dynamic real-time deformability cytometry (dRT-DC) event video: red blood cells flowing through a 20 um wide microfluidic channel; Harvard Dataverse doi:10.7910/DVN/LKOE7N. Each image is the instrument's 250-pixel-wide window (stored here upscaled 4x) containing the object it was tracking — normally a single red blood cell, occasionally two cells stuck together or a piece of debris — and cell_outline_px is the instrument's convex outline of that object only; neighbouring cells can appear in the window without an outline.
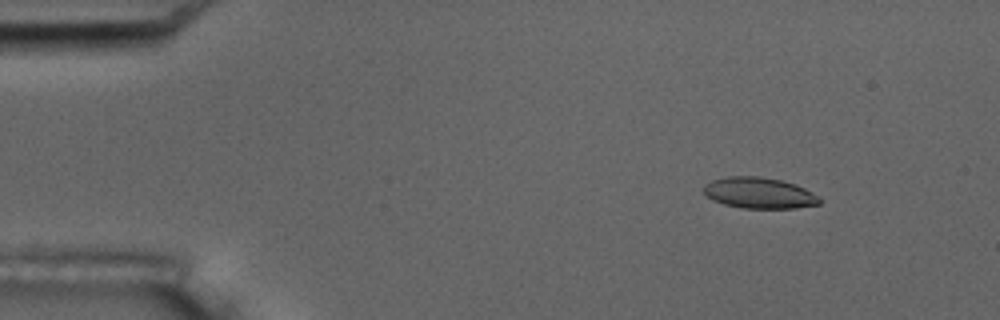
{"species": "common noctule bat (a hibernating species)", "species_latin": "Nyctalus noctula", "temperature_condition": "room temperature", "stored_images_in_passage": 6, "camera_frame_rate_fps": 3000, "um_per_image_px": 0.085, "animal": {"sex": "male", "body_mass_g": 17.5, "forearm_length_mm": 52.3}, "frame": {"image": 1, "passage_image": 2, "time_ms": 1.0, "image_size_px": [1000, 320], "cell_outline_px": [[820, 204], [796, 208], [740, 208], [724, 204], [712, 200], [704, 192], [704, 184], [712, 180], [728, 176], [760, 176], [780, 180], [804, 188], [820, 196]], "centroid_in_image_um": [64.52, 16.4], "position_along_channel_um": 20.5, "area_um2": 20.92}}
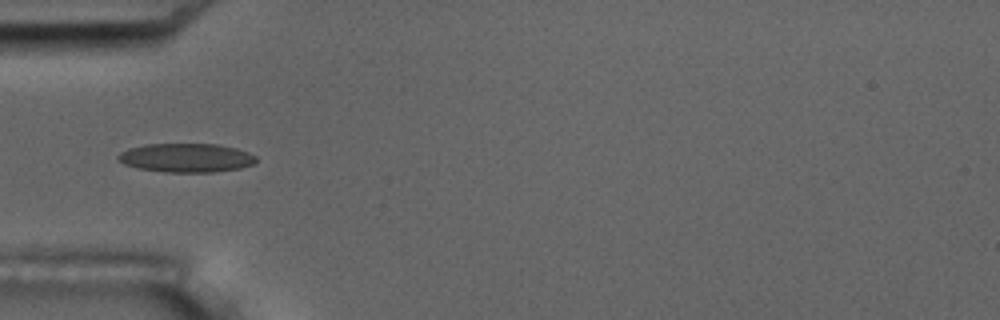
{"frame": {"image": 2, "passage_image": 5, "time_ms": 4.667, "image_size_px": [1000, 320], "cell_outline_px": [[256, 160], [252, 164], [240, 168], [212, 172], [164, 172], [136, 168], [124, 164], [116, 156], [120, 152], [128, 148], [144, 144], [216, 144], [236, 148], [248, 152], [256, 156]], "centroid_in_image_um": [15.8, 13.41], "position_along_channel_um": 69.2, "area_um2": 23.24}}